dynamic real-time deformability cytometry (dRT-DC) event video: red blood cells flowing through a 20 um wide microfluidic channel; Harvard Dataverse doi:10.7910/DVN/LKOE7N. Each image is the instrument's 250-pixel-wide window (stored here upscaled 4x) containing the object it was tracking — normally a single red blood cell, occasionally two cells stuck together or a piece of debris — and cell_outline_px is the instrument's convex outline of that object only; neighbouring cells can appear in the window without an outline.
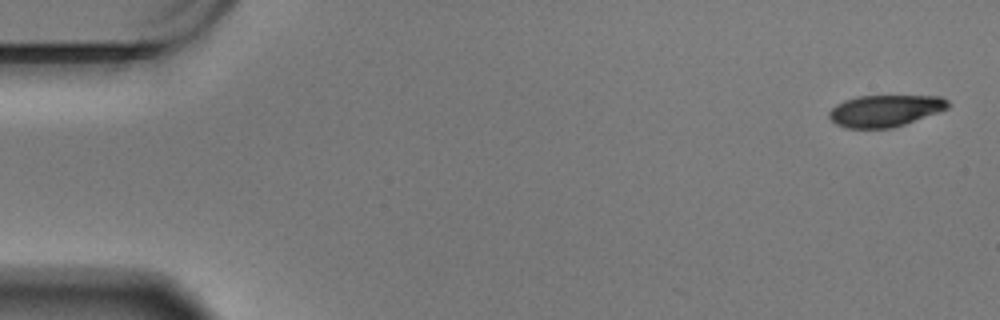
{"species": "Egyptian fruit bat (a non-hibernating species)", "species_latin": "Rousettus aegyptiacus", "temperature_condition": "warm", "stored_images_in_passage": 15, "camera_frame_rate_fps": 3000, "um_per_image_px": 0.085, "animal": {"sex": "male"}, "frame": {"image": 1, "passage_image": 1, "time_ms": 0.0, "image_size_px": [1000, 320], "cell_outline_px": [[952, 104], [948, 108], [904, 124], [892, 128], [848, 128], [836, 124], [828, 116], [828, 112], [836, 104], [844, 100], [856, 96], [940, 96], [948, 100]], "centroid_in_image_um": [75.22, 9.4], "position_along_channel_um": 9.8, "area_um2": 21.91}}